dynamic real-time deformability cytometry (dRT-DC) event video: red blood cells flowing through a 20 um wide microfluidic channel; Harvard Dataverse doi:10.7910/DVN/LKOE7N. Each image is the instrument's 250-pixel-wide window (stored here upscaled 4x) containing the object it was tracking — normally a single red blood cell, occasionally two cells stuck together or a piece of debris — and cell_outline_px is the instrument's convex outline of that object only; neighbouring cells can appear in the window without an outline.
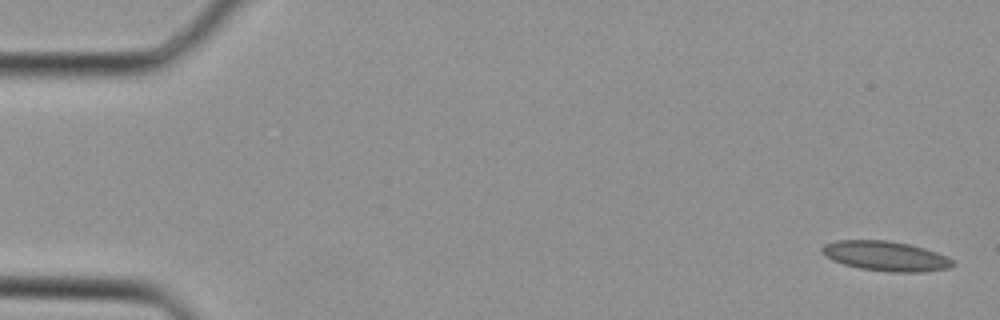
{"species": "Egyptian fruit bat (a non-hibernating species)", "species_latin": "Rousettus aegyptiacus", "temperature_condition": "cold", "stored_images_in_passage": 39, "camera_frame_rate_fps": 3000, "um_per_image_px": 0.085, "animal": {"sex": "female"}, "frame": {"image": 1, "passage_image": 1, "time_ms": 0.0, "image_size_px": [1000, 320], "cell_outline_px": [[956, 264], [948, 268], [920, 272], [888, 272], [860, 268], [844, 264], [832, 260], [820, 252], [820, 248], [824, 244], [836, 240], [888, 240], [908, 244], [924, 248], [948, 256]], "centroid_in_image_um": [75.26, 21.76], "position_along_channel_um": 9.7, "area_um2": 22.77}}
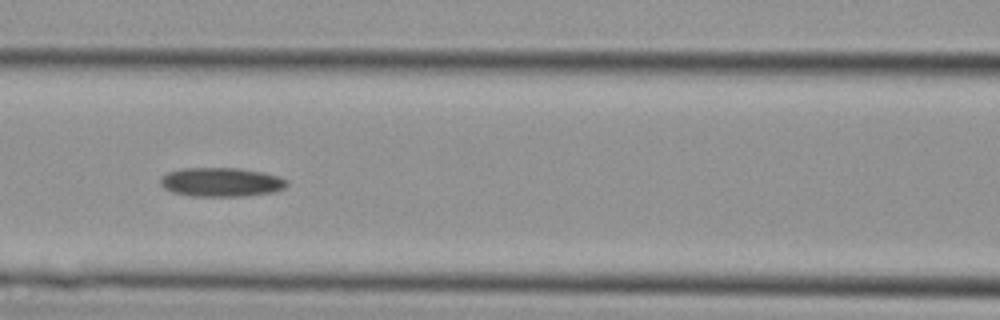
{"frame": {"image": 2, "passage_image": 17, "time_ms": 5.333, "image_size_px": [1000, 320], "cell_outline_px": [[288, 184], [284, 188], [272, 192], [244, 196], [192, 196], [172, 192], [164, 188], [160, 184], [160, 180], [168, 172], [180, 168], [240, 168], [264, 172], [280, 176], [288, 180]], "centroid_in_image_um": [18.83, 15.47], "position_along_channel_um": 147.8, "area_um2": 21.5}}
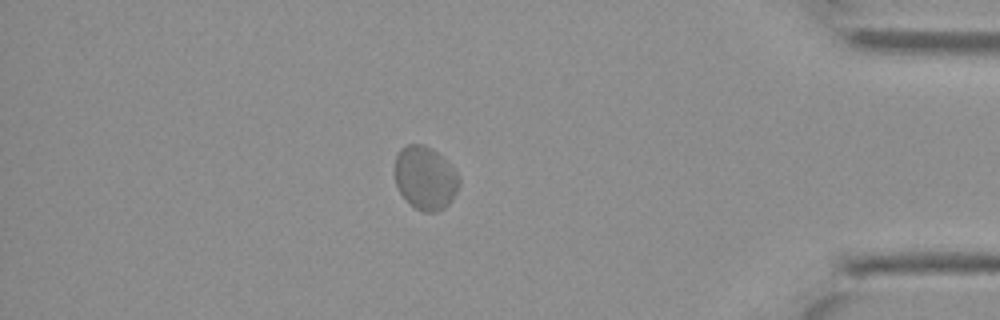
{"frame": {"image": 3, "passage_image": 34, "time_ms": 11.0, "image_size_px": [1000, 320], "cell_outline_px": [[460, 184], [452, 200], [444, 208], [436, 212], [424, 212], [416, 208], [400, 192], [396, 184], [396, 156], [400, 148], [408, 144], [424, 144], [432, 148], [448, 160], [460, 176]], "centroid_in_image_um": [36.19, 15.1], "position_along_channel_um": 399.0, "area_um2": 23.81}}